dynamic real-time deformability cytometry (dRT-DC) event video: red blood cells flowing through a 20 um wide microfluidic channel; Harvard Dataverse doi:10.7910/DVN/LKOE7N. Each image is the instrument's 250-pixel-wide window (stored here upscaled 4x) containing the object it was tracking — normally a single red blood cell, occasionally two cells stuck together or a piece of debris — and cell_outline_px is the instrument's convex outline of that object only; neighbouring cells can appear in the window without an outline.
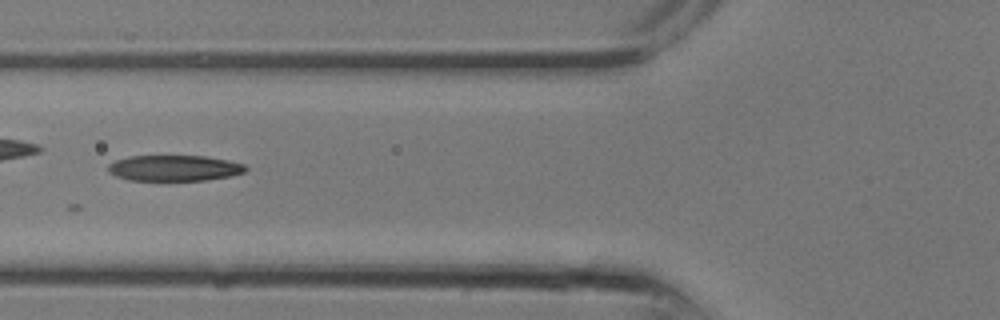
{"species": "common noctule bat (a hibernating species)", "species_latin": "Nyctalus noctula", "temperature_condition": "room temperature", "stored_images_in_passage": 22, "camera_frame_rate_fps": 3000, "um_per_image_px": 0.085, "animal": {"sex": "male", "body_mass_g": 13.3}, "frame": {"image": 1, "passage_image": 7, "time_ms": 2.0, "image_size_px": [1000, 320], "cell_outline_px": [[248, 168], [244, 172], [232, 176], [204, 180], [128, 180], [116, 176], [108, 172], [108, 164], [116, 160], [128, 156], [204, 156], [228, 160], [244, 164]], "centroid_in_image_um": [14.81, 14.28], "position_along_channel_um": 111.0, "area_um2": 20.69}}
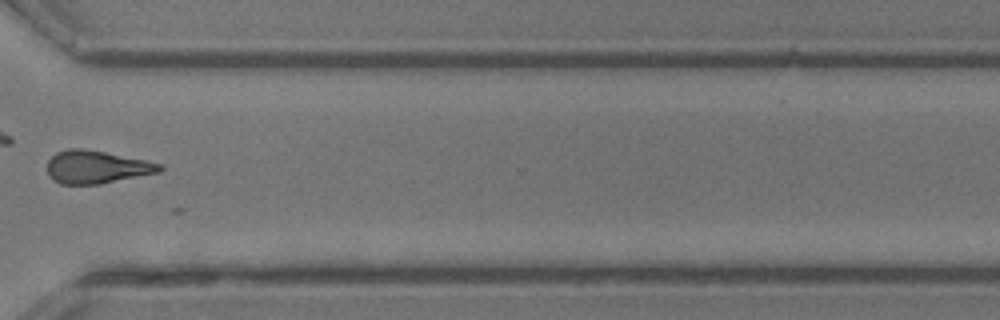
{"frame": {"image": 2, "passage_image": 17, "time_ms": 5.333, "image_size_px": [1000, 320], "cell_outline_px": [[164, 168], [160, 172], [100, 184], [60, 184], [52, 180], [48, 176], [48, 160], [56, 152], [68, 148], [84, 148], [144, 160], [160, 164]], "centroid_in_image_um": [8.17, 14.2], "position_along_channel_um": 362.4, "area_um2": 21.5}}